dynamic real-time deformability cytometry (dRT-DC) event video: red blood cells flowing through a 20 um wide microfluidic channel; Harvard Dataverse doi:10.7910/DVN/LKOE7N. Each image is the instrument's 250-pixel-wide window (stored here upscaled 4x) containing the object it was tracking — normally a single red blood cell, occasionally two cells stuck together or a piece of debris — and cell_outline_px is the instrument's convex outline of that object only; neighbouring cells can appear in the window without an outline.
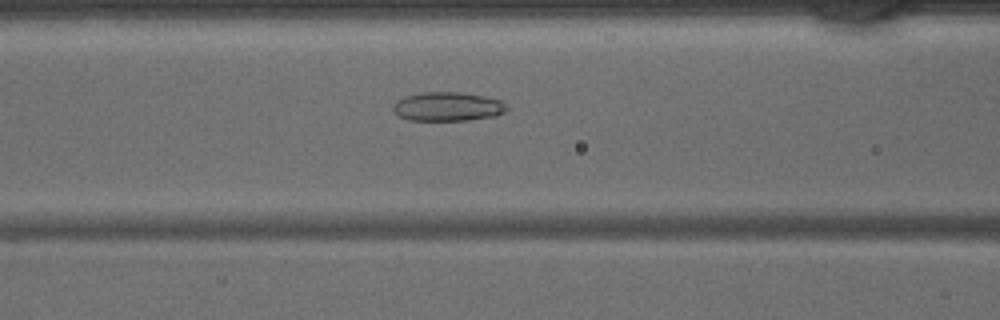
{"species": "common noctule bat (a hibernating species)", "species_latin": "Nyctalus noctula", "temperature_condition": "warm", "stored_images_in_passage": 32, "camera_frame_rate_fps": 3000, "um_per_image_px": 0.085, "animal": {"sex": "male", "body_mass_g": 15.6}, "frame": {"image": 1, "passage_image": 11, "time_ms": 3.333, "image_size_px": [1000, 320], "cell_outline_px": [[508, 108], [504, 112], [496, 116], [468, 120], [408, 120], [400, 116], [392, 108], [392, 104], [396, 100], [404, 96], [424, 92], [460, 92], [484, 96], [500, 100], [508, 104]], "centroid_in_image_um": [38.06, 9.05], "position_along_channel_um": 128.5, "area_um2": 19.31}}
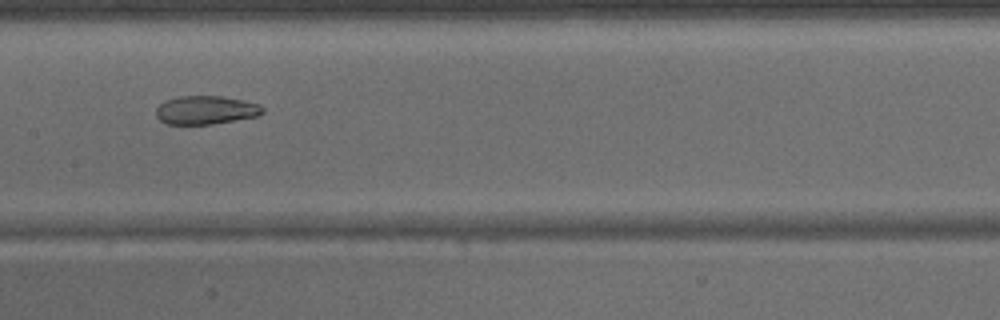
{"frame": {"image": 2, "passage_image": 15, "time_ms": 4.667, "image_size_px": [1000, 320], "cell_outline_px": [[264, 112], [256, 116], [212, 124], [168, 124], [160, 120], [156, 116], [156, 108], [164, 100], [180, 96], [224, 96], [244, 100], [260, 104], [264, 108]], "centroid_in_image_um": [17.49, 9.34], "position_along_channel_um": 189.9, "area_um2": 17.74}}
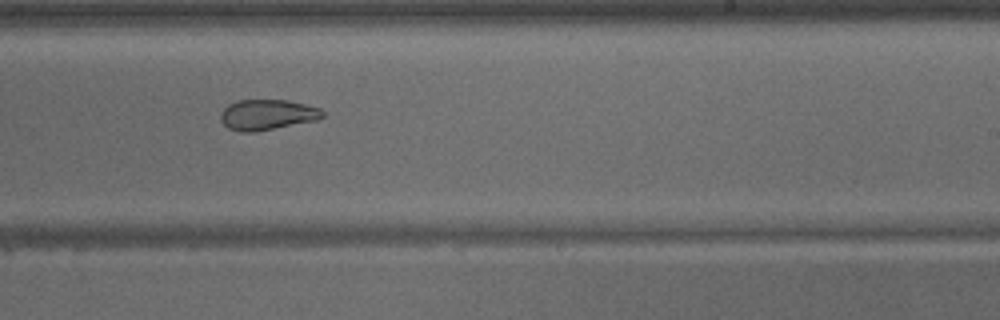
{"frame": {"image": 3, "passage_image": 20, "time_ms": 6.333, "image_size_px": [1000, 320], "cell_outline_px": [[324, 116], [320, 120], [252, 132], [240, 132], [228, 128], [220, 120], [220, 112], [228, 104], [236, 100], [288, 100], [320, 108], [324, 112]], "centroid_in_image_um": [22.71, 9.75], "position_along_channel_um": 266.3, "area_um2": 18.26}}